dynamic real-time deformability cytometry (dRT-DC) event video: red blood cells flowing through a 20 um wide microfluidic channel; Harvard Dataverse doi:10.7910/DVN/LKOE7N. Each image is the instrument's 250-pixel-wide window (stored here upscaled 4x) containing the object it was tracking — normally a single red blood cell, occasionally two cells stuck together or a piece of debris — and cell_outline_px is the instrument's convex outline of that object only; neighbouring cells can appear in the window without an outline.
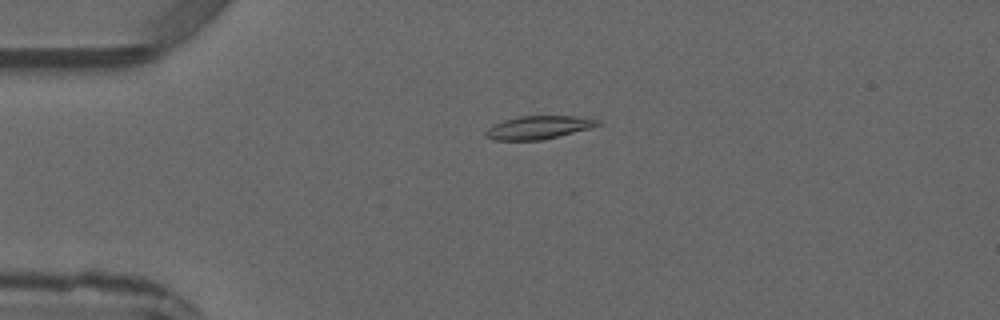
{"species": "common noctule bat (a hibernating species)", "species_latin": "Nyctalus noctula", "temperature_condition": "warm", "stored_images_in_passage": 5, "camera_frame_rate_fps": 3000, "um_per_image_px": 0.085, "animal": {"sex": "male", "forearm_length_mm": 52.5}, "frame": {"image": 1, "passage_image": 4, "time_ms": 3.333, "image_size_px": [1000, 320], "cell_outline_px": [[600, 124], [588, 128], [544, 140], [496, 140], [484, 136], [484, 132], [492, 124], [504, 120], [520, 116], [576, 116], [600, 120]], "centroid_in_image_um": [45.72, 10.83], "position_along_channel_um": 39.3, "area_um2": 15.03}}